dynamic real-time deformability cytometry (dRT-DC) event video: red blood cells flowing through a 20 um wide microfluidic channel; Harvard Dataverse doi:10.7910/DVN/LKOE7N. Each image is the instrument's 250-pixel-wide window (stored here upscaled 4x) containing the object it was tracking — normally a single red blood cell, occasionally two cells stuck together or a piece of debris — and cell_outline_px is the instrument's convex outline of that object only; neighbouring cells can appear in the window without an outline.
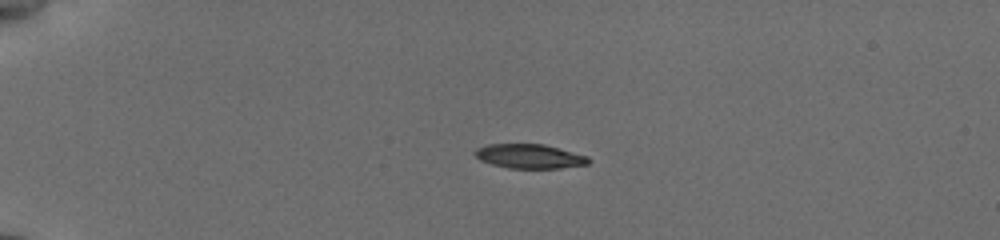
{"species": "common noctule bat (a hibernating species)", "species_latin": "Nyctalus noctula", "temperature_condition": "cold", "stored_images_in_passage": 42, "camera_frame_rate_fps": 3000, "um_per_image_px": 0.085, "animal": {"sex": "female", "body_mass_g": 19.5, "forearm_length_mm": 54.1}, "frame": {"image": 1, "passage_image": 1, "time_ms": 0.0, "image_size_px": [1000, 240], "cell_outline_px": [[592, 160], [588, 164], [560, 168], [508, 168], [492, 164], [480, 160], [472, 152], [476, 148], [488, 144], [544, 144], [588, 156]], "centroid_in_image_um": [45.01, 13.28], "position_along_channel_um": 40.0, "area_um2": 16.13}}
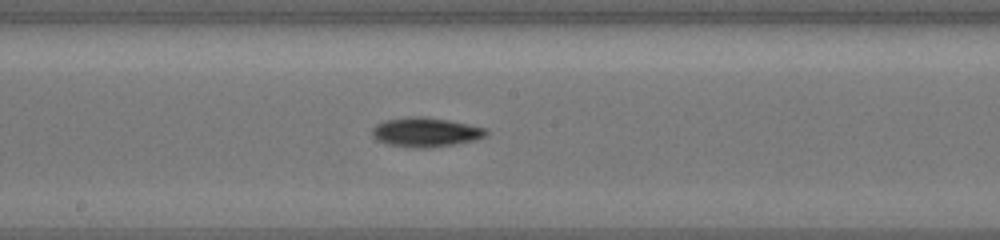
{"frame": {"image": 2, "passage_image": 19, "time_ms": 6.0, "image_size_px": [1000, 240], "cell_outline_px": [[488, 136], [476, 140], [432, 148], [408, 148], [388, 144], [372, 136], [372, 128], [376, 124], [388, 120], [416, 116], [420, 116], [448, 120], [488, 128]], "centroid_in_image_um": [36.24, 11.25], "position_along_channel_um": 212.0, "area_um2": 19.54}}
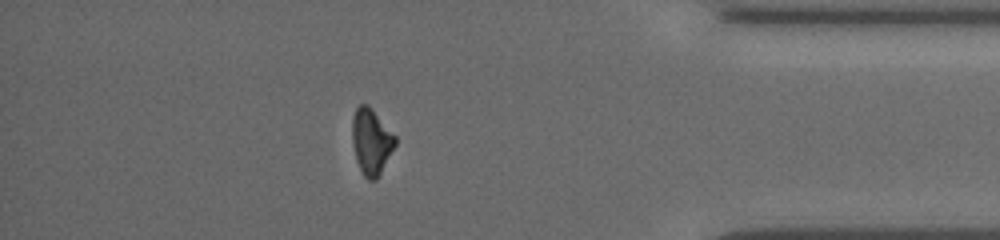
{"frame": {"image": 3, "passage_image": 36, "time_ms": 11.667, "image_size_px": [1000, 240], "cell_outline_px": [[396, 144], [376, 180], [368, 180], [364, 176], [356, 160], [352, 144], [352, 120], [356, 108], [360, 104], [368, 104], [372, 108], [396, 136]], "centroid_in_image_um": [31.55, 12.01], "position_along_channel_um": 403.7, "area_um2": 16.47}, "authors_computed_cell_mechanics": {"area_um2": 17.6579, "velocity_mm_per_s": 3.8316, "shape_relaxation_time_tau1_ms": 4.2499, "shape_relaxation_time_tau2_ms": null, "deformation_change_tau1": 0.1509, "deformation_change_tau2": null}}